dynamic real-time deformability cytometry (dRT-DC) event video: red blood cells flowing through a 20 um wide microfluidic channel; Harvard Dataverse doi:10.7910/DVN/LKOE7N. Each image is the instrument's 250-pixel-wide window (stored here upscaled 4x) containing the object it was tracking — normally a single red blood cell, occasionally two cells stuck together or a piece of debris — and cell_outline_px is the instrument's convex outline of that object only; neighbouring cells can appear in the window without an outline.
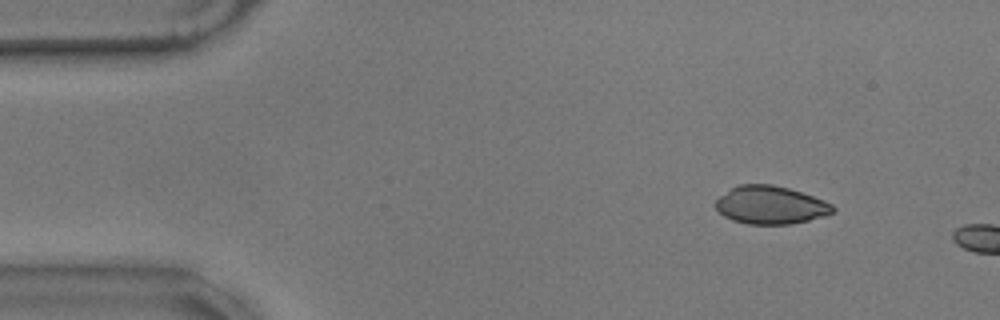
{"species": "common noctule bat (a hibernating species)", "species_latin": "Nyctalus noctula", "temperature_condition": "warm", "stored_images_in_passage": 4, "camera_frame_rate_fps": 3000, "um_per_image_px": 0.085, "animal": {"sex": "male", "body_mass_g": 17.9}, "frame": {"image": 1, "passage_image": 1, "time_ms": 0.0, "image_size_px": [1000, 320], "cell_outline_px": [[836, 208], [832, 212], [824, 216], [792, 224], [748, 224], [732, 220], [724, 216], [716, 208], [716, 200], [720, 196], [732, 188], [740, 184], [772, 184], [788, 188], [824, 200], [832, 204]], "centroid_in_image_um": [65.5, 17.43], "position_along_channel_um": 19.5, "area_um2": 25.78}}